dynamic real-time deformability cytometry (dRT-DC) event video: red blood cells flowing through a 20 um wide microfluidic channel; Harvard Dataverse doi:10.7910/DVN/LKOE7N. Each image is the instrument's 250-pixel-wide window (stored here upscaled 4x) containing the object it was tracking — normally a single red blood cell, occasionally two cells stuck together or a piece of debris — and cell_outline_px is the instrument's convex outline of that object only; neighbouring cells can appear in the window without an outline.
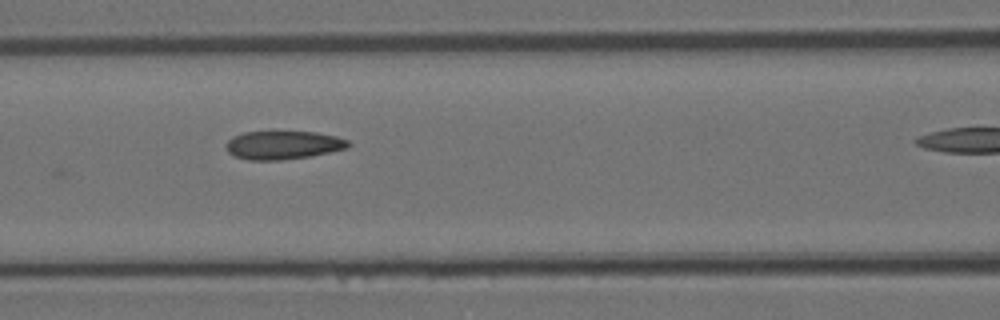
{"species": "Egyptian fruit bat (a non-hibernating species)", "species_latin": "Rousettus aegyptiacus", "temperature_condition": "room temperature", "stored_images_in_passage": 6, "camera_frame_rate_fps": 3000, "um_per_image_px": 0.085, "animal": {"sex": "female"}, "frame": {"image": 1, "passage_image": 5, "time_ms": 1.333, "image_size_px": [1000, 320], "cell_outline_px": [[352, 144], [348, 148], [308, 156], [280, 160], [248, 160], [236, 156], [228, 152], [224, 144], [232, 136], [244, 132], [272, 128], [316, 132], [336, 136], [348, 140]], "centroid_in_image_um": [24.03, 12.26], "position_along_channel_um": 142.6, "area_um2": 21.21}}